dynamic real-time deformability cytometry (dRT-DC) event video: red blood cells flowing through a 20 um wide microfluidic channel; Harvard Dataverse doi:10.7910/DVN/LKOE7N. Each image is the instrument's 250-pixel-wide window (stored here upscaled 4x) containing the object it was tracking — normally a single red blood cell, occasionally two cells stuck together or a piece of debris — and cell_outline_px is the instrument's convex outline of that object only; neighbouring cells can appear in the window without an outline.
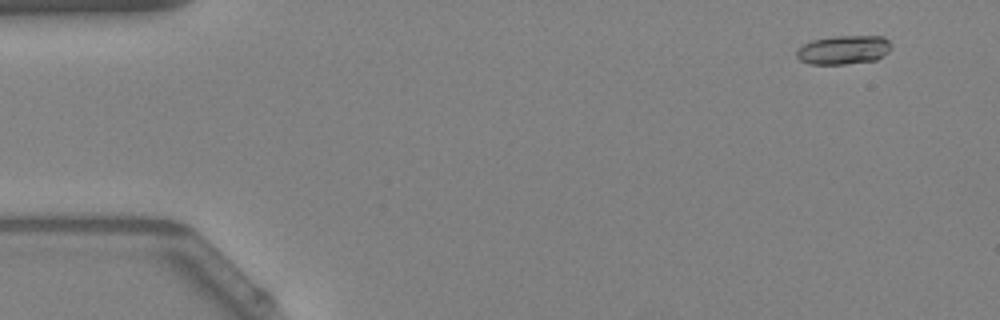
{"species": "Egyptian fruit bat (a non-hibernating species)", "species_latin": "Rousettus aegyptiacus", "temperature_condition": "warm", "stored_images_in_passage": 52, "camera_frame_rate_fps": 3000, "um_per_image_px": 0.085, "animal": {"sex": "female"}, "frame": {"image": 1, "passage_image": 4, "time_ms": 1.0, "image_size_px": [1000, 320], "cell_outline_px": [[892, 48], [888, 52], [876, 60], [844, 64], [808, 64], [800, 60], [796, 56], [796, 52], [804, 44], [812, 40], [832, 36], [884, 36], [892, 44]], "centroid_in_image_um": [71.73, 4.23], "position_along_channel_um": 13.3, "area_um2": 16.01}}
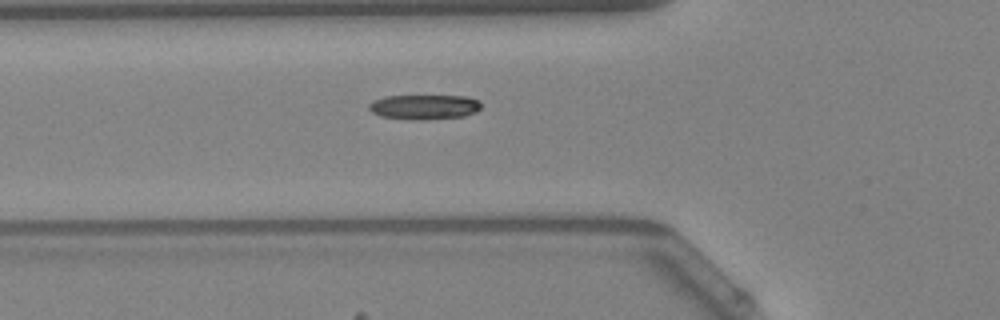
{"frame": {"image": 2, "passage_image": 19, "time_ms": 6.0, "image_size_px": [1000, 320], "cell_outline_px": [[480, 108], [476, 112], [464, 116], [380, 116], [372, 112], [368, 108], [368, 104], [372, 100], [384, 96], [464, 96], [480, 100]], "centroid_in_image_um": [36.06, 9.01], "position_along_channel_um": 89.7, "area_um2": 14.97}}
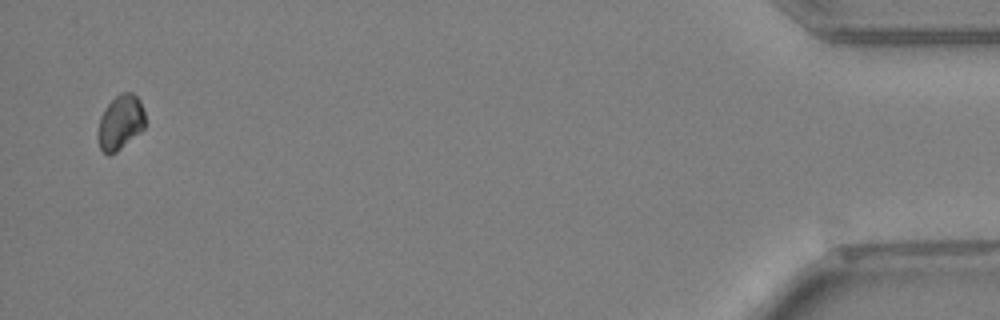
{"frame": {"image": 3, "passage_image": 51, "time_ms": 16.667, "image_size_px": [1000, 320], "cell_outline_px": [[144, 128], [140, 132], [116, 152], [108, 156], [100, 148], [96, 136], [96, 132], [100, 116], [104, 108], [120, 92], [132, 92], [140, 100], [144, 112]], "centroid_in_image_um": [10.19, 10.41], "position_along_channel_um": 425.0, "area_um2": 15.2}, "authors_computed_cell_mechanics": {"area_um2": 15.8083, "velocity_mm_per_s": 3.9586, "shape_relaxation_time_tau1_ms": 2.8848, "shape_relaxation_time_tau2_ms": null, "deformation_change_tau1": 0.1004, "deformation_change_tau2": null}}